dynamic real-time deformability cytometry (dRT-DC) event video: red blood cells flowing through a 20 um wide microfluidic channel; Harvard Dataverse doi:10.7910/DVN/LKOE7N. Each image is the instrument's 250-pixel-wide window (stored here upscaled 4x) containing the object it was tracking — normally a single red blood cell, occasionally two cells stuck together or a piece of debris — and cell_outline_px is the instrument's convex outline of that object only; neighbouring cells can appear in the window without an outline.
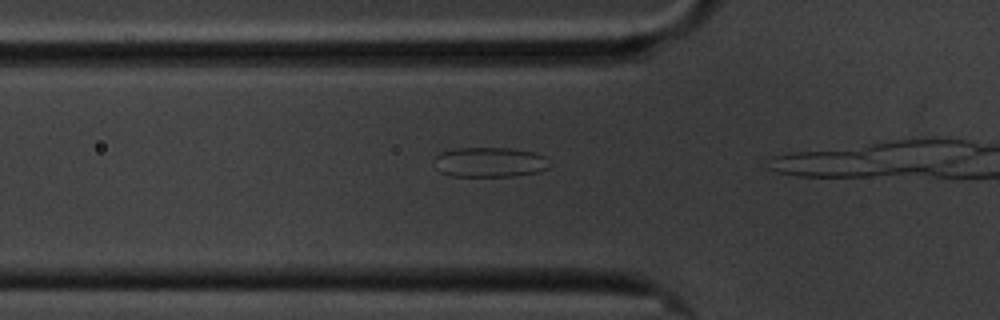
{"species": "common noctule bat (a hibernating species)", "species_latin": "Nyctalus noctula", "temperature_condition": "cold", "stored_images_in_passage": 14, "camera_frame_rate_fps": 3000, "um_per_image_px": 0.085, "animal": {"sex": "male", "body_mass_g": 20.1, "forearm_length_mm": 53.5}, "frame": {"image": 1, "passage_image": 12, "time_ms": 3.667, "image_size_px": [1000, 320], "cell_outline_px": [[552, 164], [548, 168], [540, 172], [516, 176], [452, 176], [440, 172], [436, 168], [436, 156], [440, 152], [456, 148], [508, 148], [536, 152], [544, 156]], "centroid_in_image_um": [41.68, 13.79], "position_along_channel_um": 84.1, "area_um2": 20.29}}